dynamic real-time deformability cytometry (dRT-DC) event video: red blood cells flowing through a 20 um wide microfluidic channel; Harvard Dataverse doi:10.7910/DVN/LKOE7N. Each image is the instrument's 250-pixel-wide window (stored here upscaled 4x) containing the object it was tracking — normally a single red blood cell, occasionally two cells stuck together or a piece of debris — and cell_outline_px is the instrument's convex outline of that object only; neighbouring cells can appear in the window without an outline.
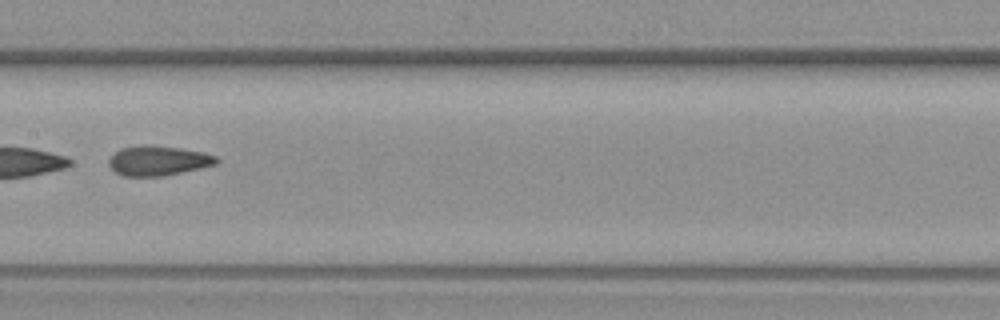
{"species": "common noctule bat (a hibernating species)", "species_latin": "Nyctalus noctula", "temperature_condition": "warm", "stored_images_in_passage": 9, "camera_frame_rate_fps": 3000, "um_per_image_px": 0.085, "animal": {"sex": "female", "body_mass_g": 19.3, "forearm_length_mm": 54.1}, "frame": {"image": 1, "passage_image": 7, "time_ms": 8.0, "image_size_px": [1000, 320], "cell_outline_px": [[220, 160], [216, 164], [200, 168], [164, 176], [124, 176], [116, 172], [108, 164], [108, 160], [120, 148], [144, 144], [180, 148], [204, 152], [216, 156]], "centroid_in_image_um": [13.45, 13.65], "position_along_channel_um": 193.9, "area_um2": 18.67}}
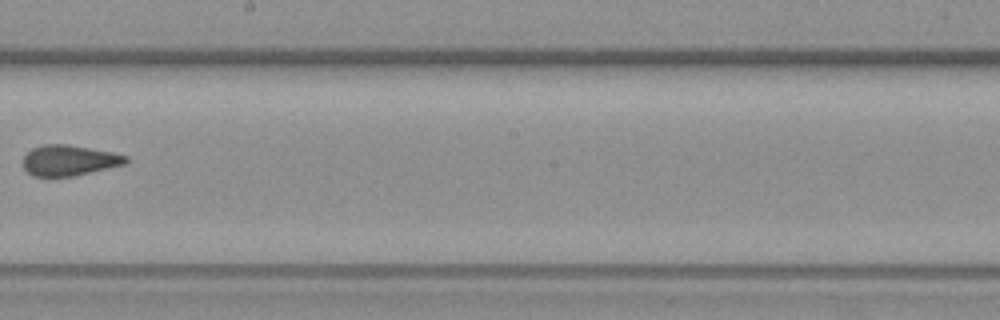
{"frame": {"image": 2, "passage_image": 8, "time_ms": 9.333, "image_size_px": [1000, 320], "cell_outline_px": [[128, 164], [76, 176], [32, 176], [20, 164], [24, 156], [32, 148], [44, 144], [64, 144], [112, 152], [128, 156]], "centroid_in_image_um": [5.88, 13.64], "position_along_channel_um": 242.3, "area_um2": 18.55}}
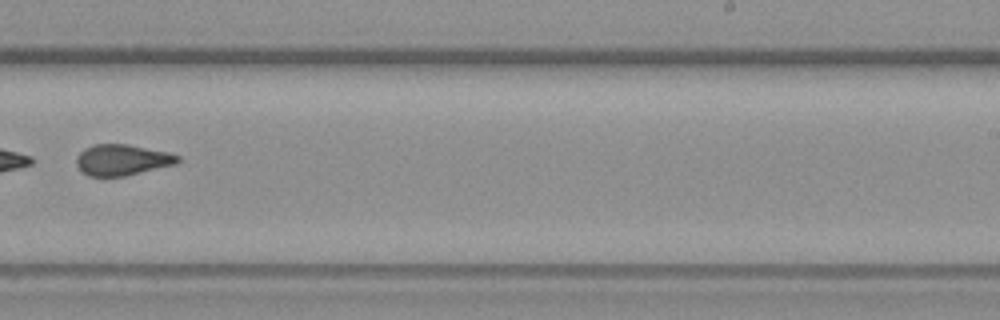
{"frame": {"image": 3, "passage_image": 9, "time_ms": 10.333, "image_size_px": [1000, 320], "cell_outline_px": [[180, 160], [176, 164], [124, 176], [88, 176], [76, 164], [76, 156], [84, 148], [92, 144], [128, 144], [168, 152], [180, 156]], "centroid_in_image_um": [10.38, 13.58], "position_along_channel_um": 278.6, "area_um2": 18.26}}